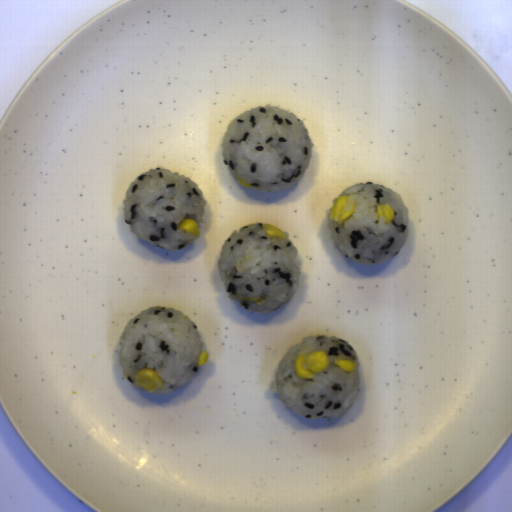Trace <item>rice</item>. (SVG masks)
<instances>
[{"mask_svg": "<svg viewBox=\"0 0 512 512\" xmlns=\"http://www.w3.org/2000/svg\"><path fill=\"white\" fill-rule=\"evenodd\" d=\"M220 147L233 178L268 193L292 187L302 179L315 144L303 120L268 103L231 120Z\"/></svg>", "mask_w": 512, "mask_h": 512, "instance_id": "652b925c", "label": "rice"}, {"mask_svg": "<svg viewBox=\"0 0 512 512\" xmlns=\"http://www.w3.org/2000/svg\"><path fill=\"white\" fill-rule=\"evenodd\" d=\"M264 223L245 224L224 241L217 260L229 299L250 312L269 314L290 302L302 264L289 237H269Z\"/></svg>", "mask_w": 512, "mask_h": 512, "instance_id": "023b6e5f", "label": "rice"}, {"mask_svg": "<svg viewBox=\"0 0 512 512\" xmlns=\"http://www.w3.org/2000/svg\"><path fill=\"white\" fill-rule=\"evenodd\" d=\"M119 345L120 367L127 382L147 391L136 382L135 374L144 368L153 369L163 382V389L153 392L159 394L190 384L204 350L198 326L189 315L158 305L128 319Z\"/></svg>", "mask_w": 512, "mask_h": 512, "instance_id": "8eca5e8b", "label": "rice"}, {"mask_svg": "<svg viewBox=\"0 0 512 512\" xmlns=\"http://www.w3.org/2000/svg\"><path fill=\"white\" fill-rule=\"evenodd\" d=\"M205 192L189 176L155 166L139 173L124 195L130 232L161 249L181 251L199 236L177 229L183 219L204 224Z\"/></svg>", "mask_w": 512, "mask_h": 512, "instance_id": "acb35da6", "label": "rice"}, {"mask_svg": "<svg viewBox=\"0 0 512 512\" xmlns=\"http://www.w3.org/2000/svg\"><path fill=\"white\" fill-rule=\"evenodd\" d=\"M324 351L330 358L328 367L315 372L312 379H300L295 374L298 355ZM336 359L355 361L357 368L346 373L334 363ZM359 358L352 344L338 336H304L301 344H293L278 362L271 392L296 413L307 419L323 417L333 421L345 414L355 401L362 377Z\"/></svg>", "mask_w": 512, "mask_h": 512, "instance_id": "b023fe2a", "label": "rice"}, {"mask_svg": "<svg viewBox=\"0 0 512 512\" xmlns=\"http://www.w3.org/2000/svg\"><path fill=\"white\" fill-rule=\"evenodd\" d=\"M349 196L344 207L352 216L343 224L328 220L327 227L339 252L347 259L361 265H377L389 262L398 255L409 234V209L404 205L402 195L385 185L371 181L357 182L339 193ZM338 195V196H339ZM388 203L396 215L385 224V216L377 221L376 205Z\"/></svg>", "mask_w": 512, "mask_h": 512, "instance_id": "e3fd555f", "label": "rice"}]
</instances>
